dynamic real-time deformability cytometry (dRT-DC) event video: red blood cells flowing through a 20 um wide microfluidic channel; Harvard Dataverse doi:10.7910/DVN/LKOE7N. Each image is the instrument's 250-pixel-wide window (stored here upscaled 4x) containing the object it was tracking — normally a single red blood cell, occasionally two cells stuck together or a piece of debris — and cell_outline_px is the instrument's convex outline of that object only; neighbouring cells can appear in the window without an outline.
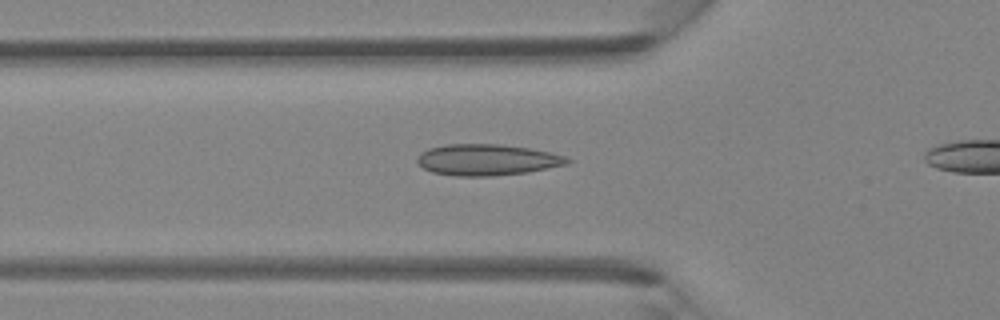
{"species": "Egyptian fruit bat (a non-hibernating species)", "species_latin": "Rousettus aegyptiacus", "temperature_condition": "room temperature", "stored_images_in_passage": 33, "camera_frame_rate_fps": 3000, "um_per_image_px": 0.085, "animal": {"sex": "female"}, "frame": {"image": 1, "passage_image": 11, "time_ms": 3.333, "image_size_px": [1000, 320], "cell_outline_px": [[572, 160], [568, 164], [528, 172], [492, 176], [456, 176], [432, 172], [424, 168], [416, 160], [416, 156], [420, 152], [428, 148], [444, 144], [500, 144], [528, 148], [568, 156]], "centroid_in_image_um": [41.39, 13.58], "position_along_channel_um": 84.4, "area_um2": 27.46}}
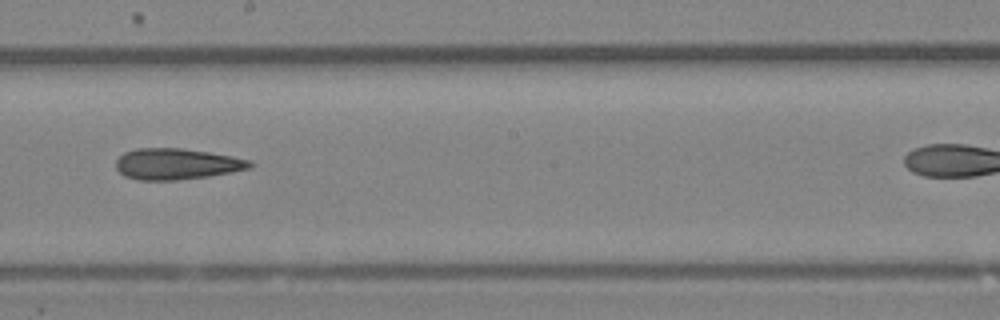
{"frame": {"image": 2, "passage_image": 21, "time_ms": 6.667, "image_size_px": [1000, 320], "cell_outline_px": [[256, 164], [252, 168], [208, 176], [176, 180], [140, 180], [124, 176], [116, 168], [116, 160], [124, 152], [136, 148], [184, 148], [232, 156], [252, 160]], "centroid_in_image_um": [15.04, 13.93], "position_along_channel_um": 233.2, "area_um2": 24.39}}
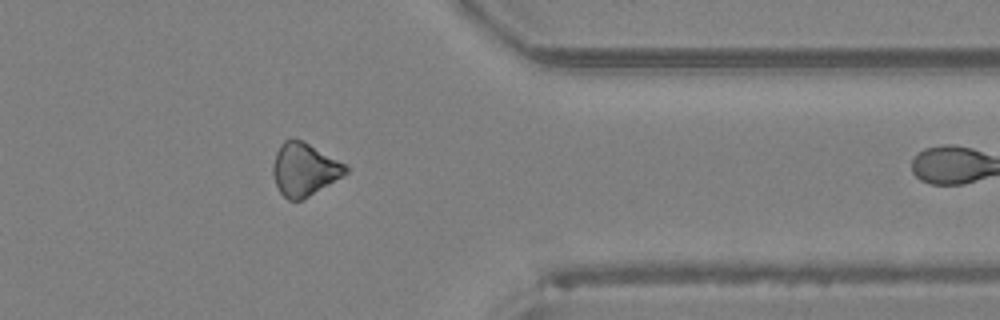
{"frame": {"image": 3, "passage_image": 32, "time_ms": 10.333, "image_size_px": [1000, 320], "cell_outline_px": [[348, 172], [344, 176], [308, 196], [300, 200], [288, 200], [280, 192], [276, 184], [272, 172], [272, 164], [276, 152], [280, 144], [284, 140], [292, 136], [304, 140], [348, 164]], "centroid_in_image_um": [25.88, 14.34], "position_along_channel_um": 385.5, "area_um2": 22.89}}